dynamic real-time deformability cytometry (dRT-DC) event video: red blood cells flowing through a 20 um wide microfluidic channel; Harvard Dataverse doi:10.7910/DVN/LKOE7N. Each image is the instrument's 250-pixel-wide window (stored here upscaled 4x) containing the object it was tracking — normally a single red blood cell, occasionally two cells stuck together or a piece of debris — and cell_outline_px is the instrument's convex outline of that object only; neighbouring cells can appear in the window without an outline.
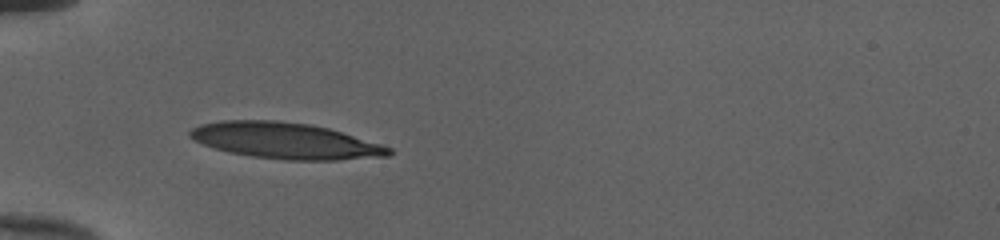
{"species": "human", "species_latin": "Homo sapiens", "temperature_condition": "cold", "stored_images_in_passage": 35, "camera_frame_rate_fps": 3000, "um_per_image_px": 0.085, "donor": {"sex": "female"}, "frame": {"image": 1, "passage_image": 1, "time_ms": 0.0, "image_size_px": [1000, 240], "cell_outline_px": [[392, 152], [388, 156], [336, 160], [288, 160], [252, 156], [228, 152], [204, 144], [188, 136], [188, 132], [192, 128], [200, 124], [220, 120], [276, 120], [308, 124], [328, 128], [380, 144], [392, 148]], "centroid_in_image_um": [24.23, 11.96], "position_along_channel_um": 60.8, "area_um2": 41.56}}
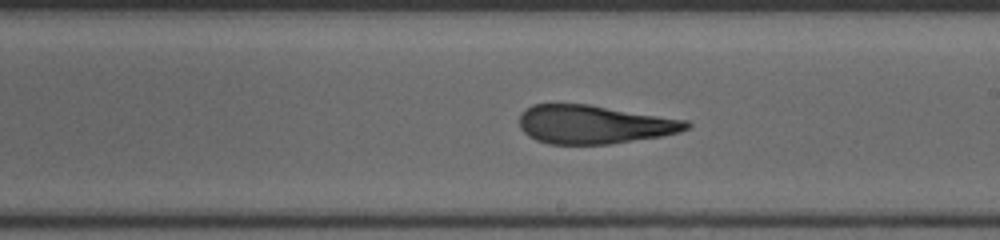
{"frame": {"image": 2, "passage_image": 15, "time_ms": 4.667, "image_size_px": [1000, 240], "cell_outline_px": [[692, 124], [688, 128], [680, 132], [660, 136], [608, 144], [548, 144], [536, 140], [528, 136], [520, 128], [520, 112], [532, 104], [588, 104], [688, 120]], "centroid_in_image_um": [50.47, 10.57], "position_along_channel_um": 238.5, "area_um2": 37.57}}
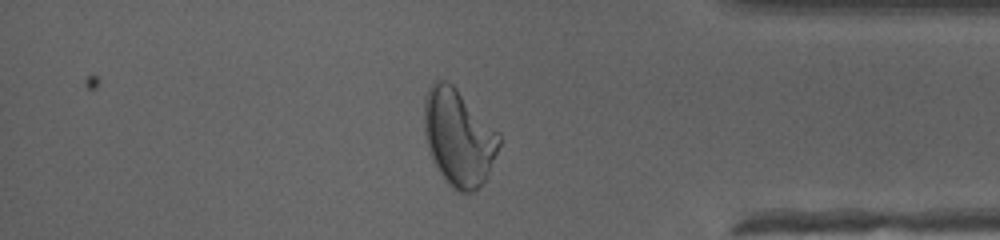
{"frame": {"image": 3, "passage_image": 28, "time_ms": 9.0, "image_size_px": [1000, 240], "cell_outline_px": [[500, 144], [488, 172], [484, 180], [472, 192], [460, 192], [448, 184], [432, 160], [428, 152], [424, 132], [424, 96], [432, 80], [448, 80], [500, 132]], "centroid_in_image_um": [38.95, 11.63], "position_along_channel_um": 396.3, "area_um2": 42.19}, "authors_computed_cell_mechanics": {"area_um2": 39.7664, "velocity_mm_per_s": 4.016, "shape_relaxation_time_tau1_ms": null, "shape_relaxation_time_tau2_ms": 1.5837, "deformation_change_tau1": null, "deformation_change_tau2": 0.1019}}